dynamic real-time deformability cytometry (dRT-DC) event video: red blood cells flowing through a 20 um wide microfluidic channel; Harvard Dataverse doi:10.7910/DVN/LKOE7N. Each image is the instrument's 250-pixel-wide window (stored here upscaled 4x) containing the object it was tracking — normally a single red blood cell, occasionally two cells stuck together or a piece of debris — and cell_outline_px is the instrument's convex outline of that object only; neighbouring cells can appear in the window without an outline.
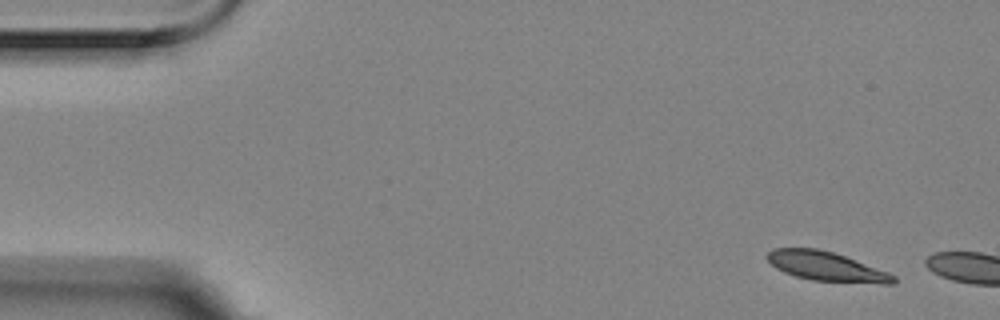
{"species": "Egyptian fruit bat (a non-hibernating species)", "species_latin": "Rousettus aegyptiacus", "temperature_condition": "room temperature", "stored_images_in_passage": 2, "camera_frame_rate_fps": 3000, "um_per_image_px": 0.085, "animal": {"sex": "female"}, "frame": {"image": 1, "passage_image": 1, "time_ms": 0.0, "image_size_px": [1000, 320], "cell_outline_px": [[896, 284], [880, 284], [812, 280], [796, 276], [784, 272], [776, 268], [764, 256], [772, 248], [816, 248], [832, 252], [844, 256], [888, 272], [896, 276]], "centroid_in_image_um": [70.24, 22.65], "position_along_channel_um": 14.8, "area_um2": 21.5}}